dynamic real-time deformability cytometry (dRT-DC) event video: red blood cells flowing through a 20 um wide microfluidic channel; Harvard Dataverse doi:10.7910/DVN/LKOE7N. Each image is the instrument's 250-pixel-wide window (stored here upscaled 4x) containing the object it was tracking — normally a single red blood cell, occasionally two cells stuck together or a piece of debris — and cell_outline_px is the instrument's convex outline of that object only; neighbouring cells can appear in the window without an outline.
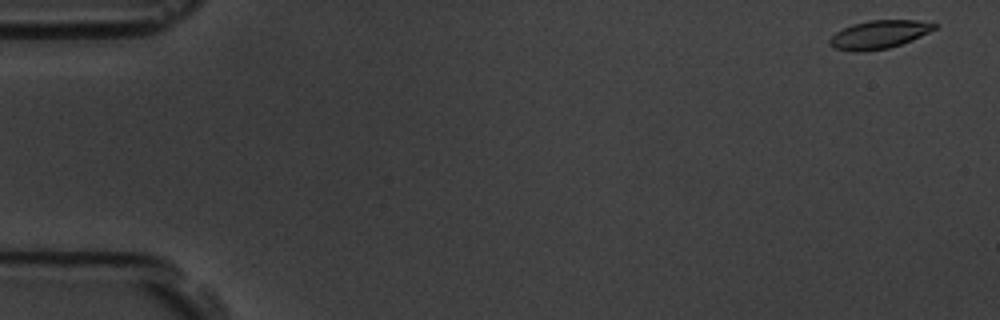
{"species": "common noctule bat (a hibernating species)", "species_latin": "Nyctalus noctula", "temperature_condition": "room temperature", "stored_images_in_passage": 13, "camera_frame_rate_fps": 3000, "um_per_image_px": 0.085, "animal": {"sex": "male", "body_mass_g": 19.5, "forearm_length_mm": 54.6}, "frame": {"image": 1, "passage_image": 1, "time_ms": 0.0, "image_size_px": [1000, 320], "cell_outline_px": [[940, 24], [936, 28], [912, 40], [888, 48], [860, 52], [852, 52], [836, 48], [828, 44], [828, 40], [836, 32], [852, 24], [868, 20], [916, 20]], "centroid_in_image_um": [74.7, 2.93], "position_along_channel_um": 10.3, "area_um2": 17.22}}